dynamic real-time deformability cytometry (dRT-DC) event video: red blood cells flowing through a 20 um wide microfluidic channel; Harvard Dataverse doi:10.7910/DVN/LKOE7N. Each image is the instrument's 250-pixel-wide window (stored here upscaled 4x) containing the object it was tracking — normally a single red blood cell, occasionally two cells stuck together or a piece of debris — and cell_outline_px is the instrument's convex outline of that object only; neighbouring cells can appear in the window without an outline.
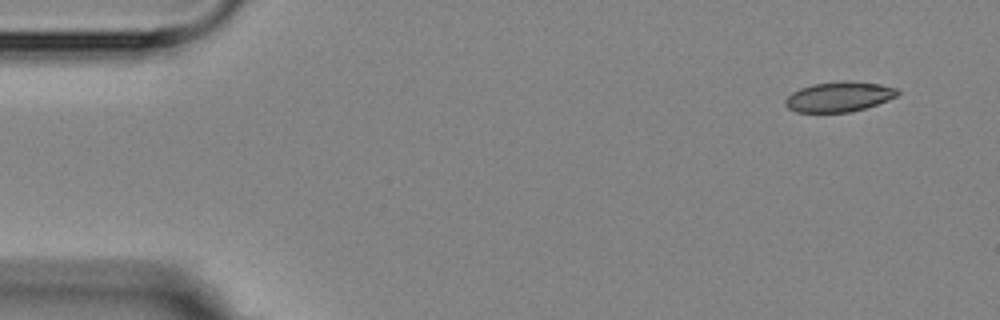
{"species": "Egyptian fruit bat (a non-hibernating species)", "species_latin": "Rousettus aegyptiacus", "temperature_condition": "room temperature", "stored_images_in_passage": 4, "camera_frame_rate_fps": 3000, "um_per_image_px": 0.085, "animal": {"sex": "female"}, "frame": {"image": 1, "passage_image": 1, "time_ms": 0.0, "image_size_px": [1000, 320], "cell_outline_px": [[900, 92], [896, 96], [888, 100], [864, 108], [848, 112], [796, 112], [788, 108], [784, 104], [784, 100], [792, 92], [800, 88], [812, 84], [840, 80], [848, 80], [880, 84], [896, 88]], "centroid_in_image_um": [71.29, 8.21], "position_along_channel_um": 13.7, "area_um2": 19.71}}